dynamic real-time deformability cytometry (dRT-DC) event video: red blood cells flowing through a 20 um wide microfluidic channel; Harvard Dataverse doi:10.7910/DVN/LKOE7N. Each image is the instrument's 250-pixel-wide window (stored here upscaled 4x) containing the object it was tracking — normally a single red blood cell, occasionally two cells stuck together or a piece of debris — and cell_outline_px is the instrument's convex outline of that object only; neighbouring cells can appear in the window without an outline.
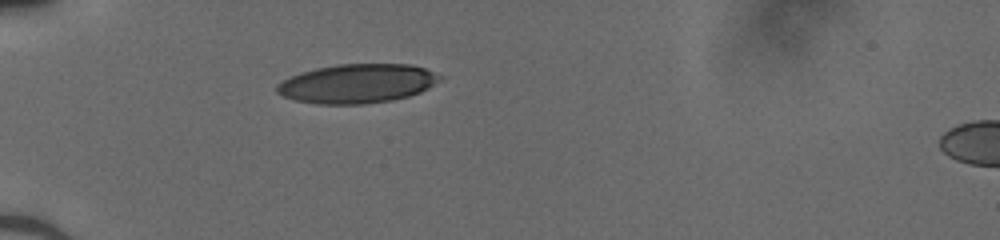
{"species": "human", "species_latin": "Homo sapiens", "temperature_condition": "cold", "stored_images_in_passage": 31, "camera_frame_rate_fps": 3000, "um_per_image_px": 0.085, "donor": {"sex": "male"}, "frame": {"image": 1, "passage_image": 1, "time_ms": 0.0, "image_size_px": [1000, 240], "cell_outline_px": [[444, 76], [440, 80], [428, 88], [420, 92], [408, 96], [392, 100], [364, 104], [320, 104], [296, 100], [284, 96], [276, 92], [276, 84], [300, 72], [316, 68], [336, 64], [412, 64], [424, 68]], "centroid_in_image_um": [30.38, 7.09], "position_along_channel_um": 54.6, "area_um2": 37.11}}
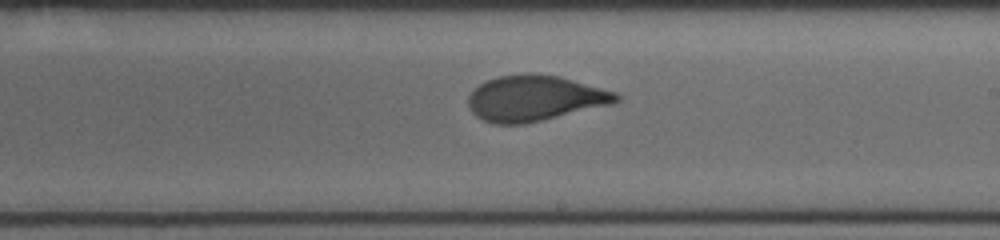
{"frame": {"image": 2, "passage_image": 16, "time_ms": 5.0, "image_size_px": [1000, 240], "cell_outline_px": [[620, 100], [612, 104], [524, 124], [492, 124], [476, 116], [468, 108], [468, 96], [480, 84], [496, 76], [528, 72], [560, 76], [616, 92], [620, 96]], "centroid_in_image_um": [45.44, 8.34], "position_along_channel_um": 243.6, "area_um2": 39.42}}
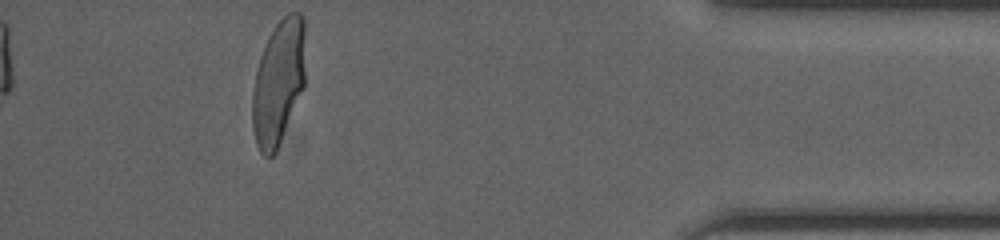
{"frame": {"image": 3, "passage_image": 31, "time_ms": 10.0, "image_size_px": [1000, 240], "cell_outline_px": [[304, 88], [276, 152], [272, 156], [264, 156], [260, 152], [256, 144], [252, 128], [252, 92], [256, 68], [260, 56], [268, 36], [276, 24], [288, 12], [300, 12], [304, 16]], "centroid_in_image_um": [23.65, 7.0], "position_along_channel_um": 411.5, "area_um2": 38.9}}